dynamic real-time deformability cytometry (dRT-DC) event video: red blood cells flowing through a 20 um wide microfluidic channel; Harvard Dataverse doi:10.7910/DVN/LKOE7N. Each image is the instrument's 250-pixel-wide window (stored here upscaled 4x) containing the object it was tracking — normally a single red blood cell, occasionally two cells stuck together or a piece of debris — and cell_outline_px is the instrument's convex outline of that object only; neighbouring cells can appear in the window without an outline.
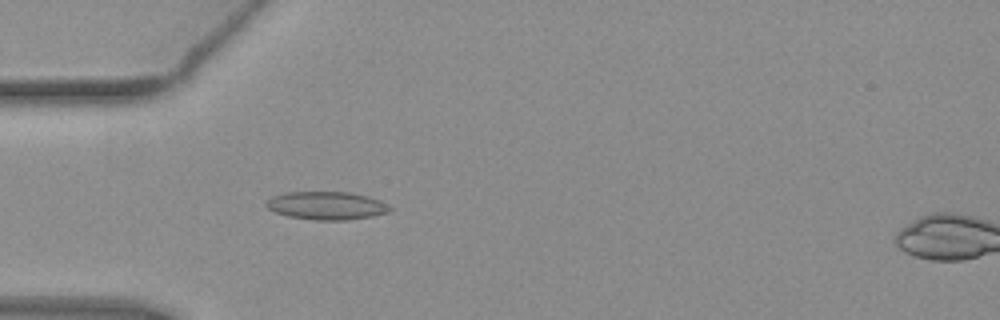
{"species": "common noctule bat (a hibernating species)", "species_latin": "Nyctalus noctula", "temperature_condition": "warm", "stored_images_in_passage": 52, "camera_frame_rate_fps": 3000, "um_per_image_px": 0.085, "animal": {"sex": "female", "body_mass_g": 19.3, "forearm_length_mm": 54.1}, "frame": {"image": 1, "passage_image": 16, "time_ms": 5.0, "image_size_px": [1000, 320], "cell_outline_px": [[392, 208], [388, 212], [372, 216], [348, 220], [316, 220], [288, 216], [276, 212], [268, 208], [264, 204], [272, 196], [284, 192], [348, 192], [368, 196], [380, 200], [388, 204]], "centroid_in_image_um": [27.77, 17.47], "position_along_channel_um": 57.2, "area_um2": 20.23}}
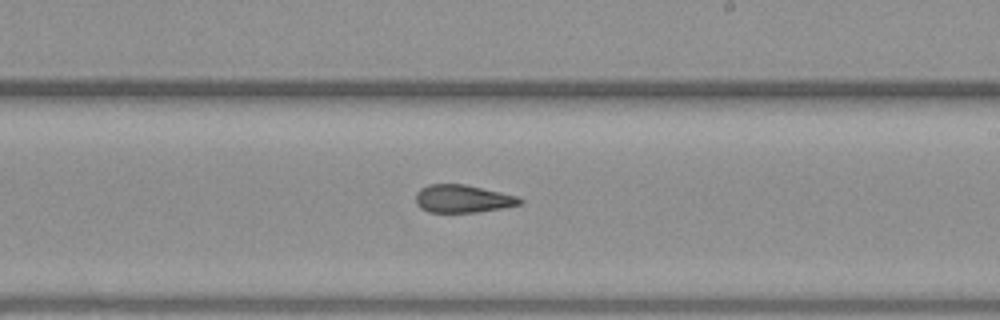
{"frame": {"image": 2, "passage_image": 31, "time_ms": 10.0, "image_size_px": [1000, 320], "cell_outline_px": [[524, 204], [504, 208], [476, 212], [428, 212], [420, 208], [416, 204], [416, 192], [420, 188], [428, 184], [464, 184], [520, 196], [524, 200]], "centroid_in_image_um": [39.37, 16.89], "position_along_channel_um": 249.6, "area_um2": 17.17}}
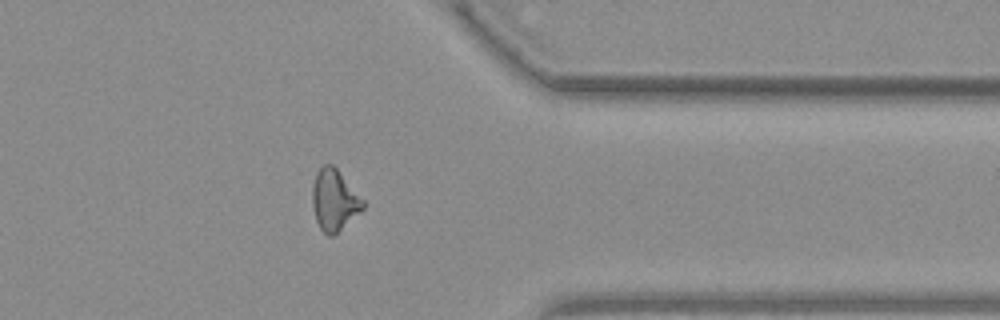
{"frame": {"image": 3, "passage_image": 42, "time_ms": 13.667, "image_size_px": [1000, 320], "cell_outline_px": [[364, 208], [332, 236], [328, 236], [320, 228], [316, 220], [312, 204], [312, 188], [316, 172], [324, 164], [332, 164], [336, 168], [364, 200]], "centroid_in_image_um": [28.39, 16.99], "position_along_channel_um": 383.0, "area_um2": 17.74}, "authors_computed_cell_mechanics": {"area_um2": 18.2359, "velocity_mm_per_s": 3.9411, "shape_relaxation_time_tau1_ms": null, "shape_relaxation_time_tau2_ms": 2.8467, "deformation_change_tau1": null, "deformation_change_tau2": 0.1051}}